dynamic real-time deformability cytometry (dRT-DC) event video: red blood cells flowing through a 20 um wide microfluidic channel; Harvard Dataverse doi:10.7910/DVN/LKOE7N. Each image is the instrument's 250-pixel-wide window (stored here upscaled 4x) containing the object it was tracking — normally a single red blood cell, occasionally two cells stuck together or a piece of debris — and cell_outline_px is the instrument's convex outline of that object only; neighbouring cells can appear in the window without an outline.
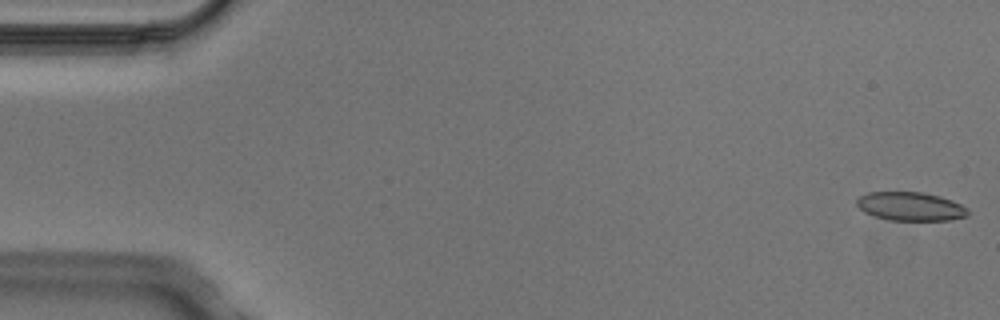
{"species": "Egyptian fruit bat (a non-hibernating species)", "species_latin": "Rousettus aegyptiacus", "temperature_condition": "cold", "stored_images_in_passage": 4, "camera_frame_rate_fps": 3000, "um_per_image_px": 0.085, "animal": {"sex": "male"}, "frame": {"image": 1, "passage_image": 1, "time_ms": 0.0, "image_size_px": [1000, 320], "cell_outline_px": [[968, 216], [948, 220], [888, 220], [864, 212], [856, 204], [856, 200], [860, 196], [868, 192], [920, 192], [940, 196], [952, 200], [968, 208]], "centroid_in_image_um": [77.4, 17.54], "position_along_channel_um": 7.6, "area_um2": 18.5}}
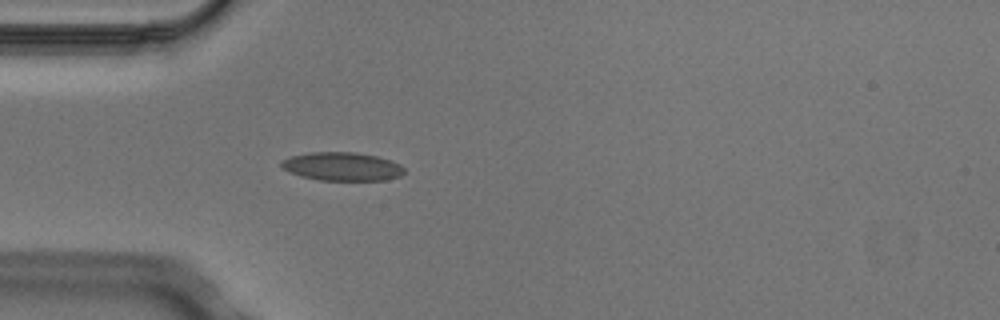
{"frame": {"image": 2, "passage_image": 4, "time_ms": 1.0, "image_size_px": [1000, 320], "cell_outline_px": [[404, 172], [400, 176], [388, 180], [320, 180], [300, 176], [288, 172], [280, 164], [280, 160], [292, 156], [312, 152], [356, 152], [376, 156], [392, 160], [400, 164], [404, 168]], "centroid_in_image_um": [29.09, 14.15], "position_along_channel_um": 55.9, "area_um2": 20.46}}